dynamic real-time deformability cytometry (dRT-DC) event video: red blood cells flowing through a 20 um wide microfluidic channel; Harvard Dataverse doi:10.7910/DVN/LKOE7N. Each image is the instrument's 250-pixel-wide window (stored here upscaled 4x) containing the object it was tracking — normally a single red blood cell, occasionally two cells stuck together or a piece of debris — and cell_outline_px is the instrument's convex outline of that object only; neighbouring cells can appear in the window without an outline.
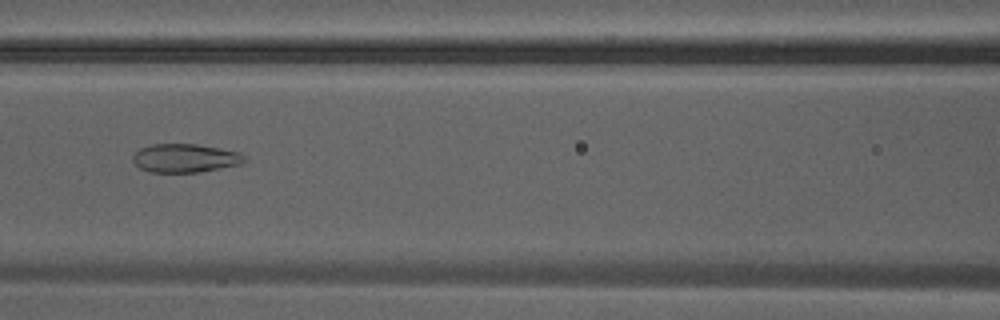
{"species": "Egyptian fruit bat (a non-hibernating species)", "species_latin": "Rousettus aegyptiacus", "temperature_condition": "warm", "stored_images_in_passage": 28, "camera_frame_rate_fps": 3000, "um_per_image_px": 0.085, "animal": {"sex": "male"}, "frame": {"image": 1, "passage_image": 12, "time_ms": 3.667, "image_size_px": [1000, 320], "cell_outline_px": [[248, 160], [240, 164], [200, 172], [148, 172], [140, 168], [132, 160], [132, 156], [140, 148], [152, 144], [196, 144], [220, 148], [240, 152]], "centroid_in_image_um": [15.74, 13.44], "position_along_channel_um": 150.9, "area_um2": 18.61}}